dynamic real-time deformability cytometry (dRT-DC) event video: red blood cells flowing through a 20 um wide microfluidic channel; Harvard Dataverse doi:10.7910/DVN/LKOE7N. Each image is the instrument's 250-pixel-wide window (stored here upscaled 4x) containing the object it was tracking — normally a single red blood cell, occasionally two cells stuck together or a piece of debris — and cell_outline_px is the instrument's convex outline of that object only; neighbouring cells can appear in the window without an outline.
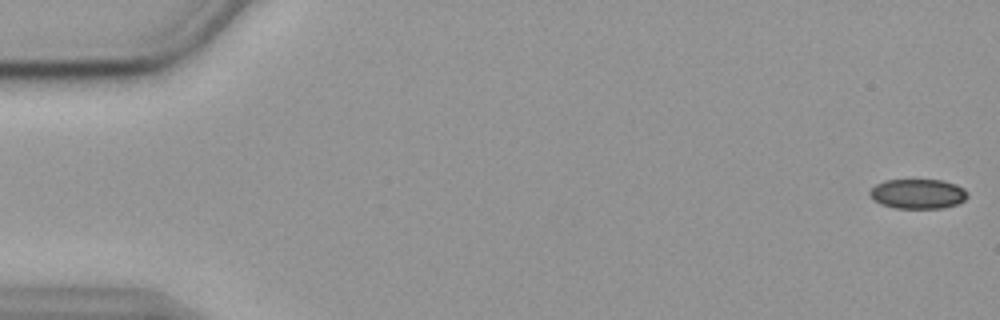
{"species": "common noctule bat (a hibernating species)", "species_latin": "Nyctalus noctula", "temperature_condition": "cold", "stored_images_in_passage": 56, "camera_frame_rate_fps": 3000, "um_per_image_px": 0.085, "animal": {"sex": "female", "body_mass_g": 19.9}, "frame": {"image": 1, "passage_image": 1, "time_ms": 0.0, "image_size_px": [1000, 320], "cell_outline_px": [[968, 196], [964, 200], [956, 204], [940, 208], [896, 208], [880, 204], [872, 200], [868, 192], [876, 184], [884, 180], [944, 180], [956, 184], [964, 188]], "centroid_in_image_um": [77.99, 16.47], "position_along_channel_um": 7.0, "area_um2": 16.99}}
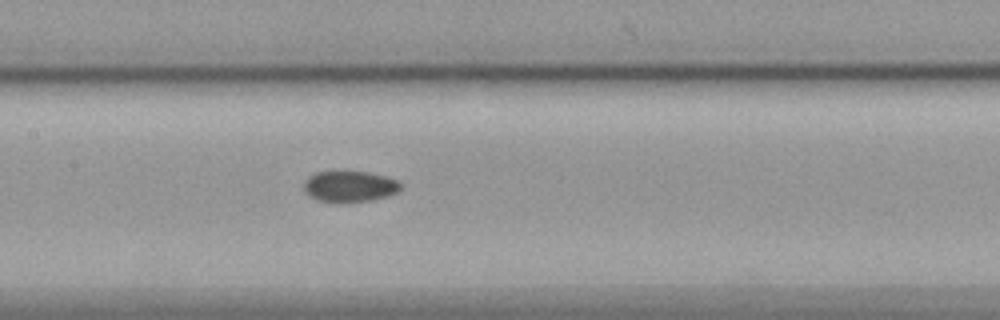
{"frame": {"image": 2, "passage_image": 27, "time_ms": 8.667, "image_size_px": [1000, 320], "cell_outline_px": [[404, 184], [396, 192], [388, 196], [372, 200], [320, 200], [304, 192], [304, 180], [308, 176], [316, 172], [368, 172], [400, 180]], "centroid_in_image_um": [29.77, 15.81], "position_along_channel_um": 177.6, "area_um2": 16.99}}
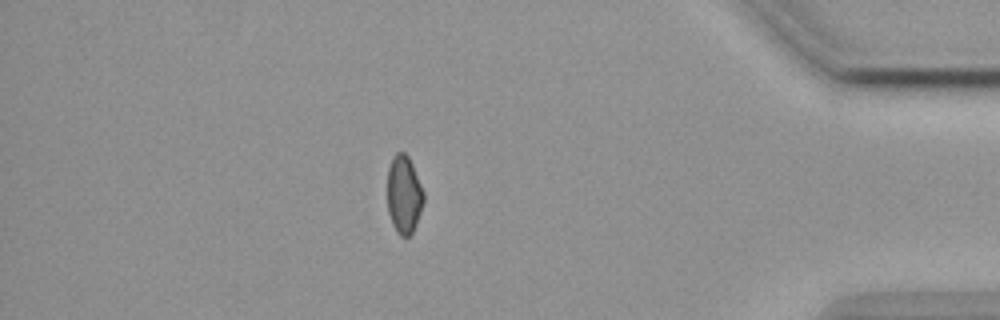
{"frame": {"image": 3, "passage_image": 49, "time_ms": 16.0, "image_size_px": [1000, 320], "cell_outline_px": [[424, 200], [416, 224], [412, 232], [408, 236], [400, 236], [396, 232], [392, 224], [388, 212], [388, 168], [392, 156], [396, 152], [404, 152], [408, 156], [412, 164], [424, 192]], "centroid_in_image_um": [34.33, 16.53], "position_along_channel_um": 400.9, "area_um2": 16.47}, "authors_computed_cell_mechanics": {"area_um2": 17.4556, "velocity_mm_per_s": 3.5799, "shape_relaxation_time_tau1_ms": null, "shape_relaxation_time_tau2_ms": 3.8772, "deformation_change_tau1": null, "deformation_change_tau2": 0.0653}}